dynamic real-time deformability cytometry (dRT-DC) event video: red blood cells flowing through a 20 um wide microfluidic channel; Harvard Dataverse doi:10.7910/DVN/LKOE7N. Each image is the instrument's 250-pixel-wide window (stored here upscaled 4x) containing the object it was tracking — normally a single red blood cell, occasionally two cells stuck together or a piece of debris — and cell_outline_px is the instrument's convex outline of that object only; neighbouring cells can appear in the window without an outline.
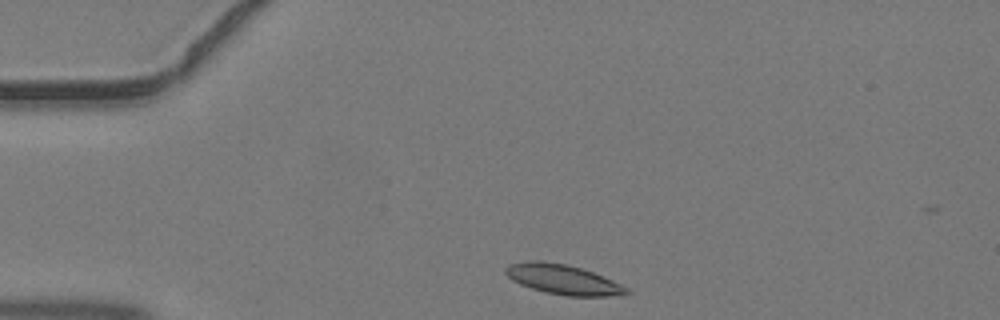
{"species": "common noctule bat (a hibernating species)", "species_latin": "Nyctalus noctula", "temperature_condition": "warm", "stored_images_in_passage": 11, "camera_frame_rate_fps": 3000, "um_per_image_px": 0.085, "animal": {"sex": "male", "body_mass_g": 19.2, "forearm_length_mm": 51.8}, "frame": {"image": 1, "passage_image": 1, "time_ms": 0.0, "image_size_px": [1000, 320], "cell_outline_px": [[632, 292], [624, 296], [568, 296], [544, 292], [520, 284], [512, 280], [504, 272], [504, 268], [508, 264], [528, 260], [540, 260], [568, 264], [592, 272], [612, 280], [628, 288]], "centroid_in_image_um": [47.86, 23.75], "position_along_channel_um": 37.1, "area_um2": 21.27}}
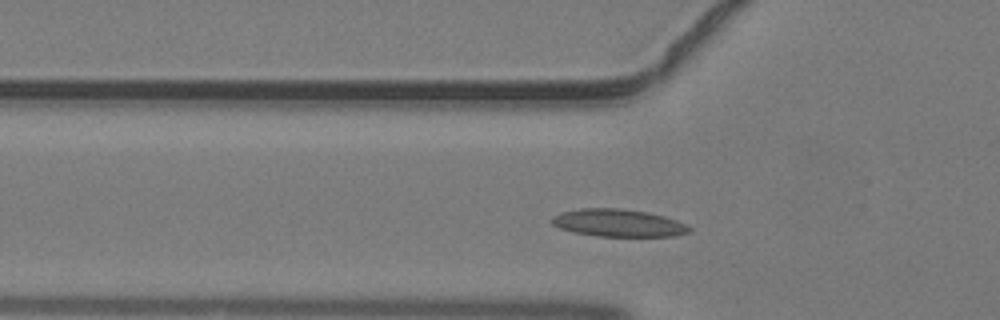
{"frame": {"image": 2, "passage_image": 6, "time_ms": 1.667, "image_size_px": [1000, 320], "cell_outline_px": [[692, 232], [676, 236], [596, 236], [576, 232], [560, 228], [552, 224], [548, 220], [552, 216], [560, 212], [580, 208], [620, 208], [648, 212], [664, 216], [676, 220], [692, 228]], "centroid_in_image_um": [52.54, 18.94], "position_along_channel_um": 73.3, "area_um2": 22.2}}
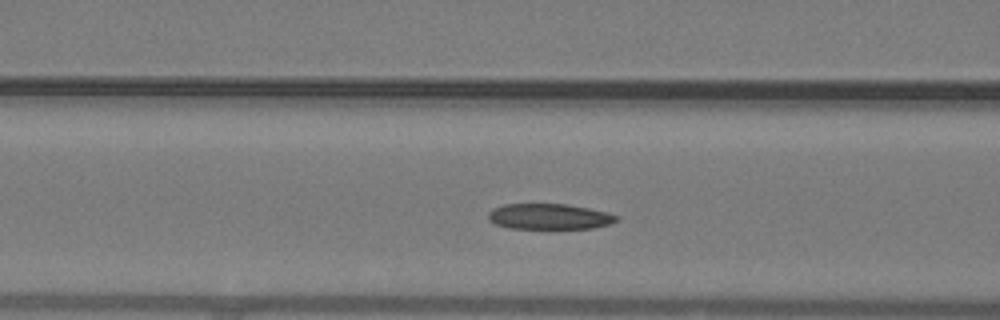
{"frame": {"image": 3, "passage_image": 9, "time_ms": 2.667, "image_size_px": [1000, 320], "cell_outline_px": [[620, 220], [608, 224], [592, 228], [512, 228], [496, 224], [488, 220], [488, 212], [492, 208], [504, 204], [568, 204], [608, 212], [620, 216]], "centroid_in_image_um": [46.7, 18.39], "position_along_channel_um": 119.9, "area_um2": 19.19}}